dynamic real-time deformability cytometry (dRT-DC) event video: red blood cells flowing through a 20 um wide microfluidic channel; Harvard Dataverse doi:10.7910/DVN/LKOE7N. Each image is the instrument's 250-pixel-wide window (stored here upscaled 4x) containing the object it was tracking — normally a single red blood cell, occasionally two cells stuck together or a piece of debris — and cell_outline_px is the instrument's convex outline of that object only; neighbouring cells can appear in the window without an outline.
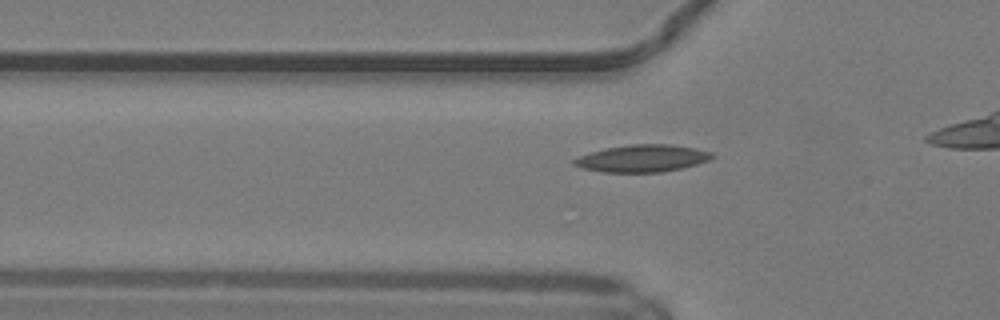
{"species": "common noctule bat (a hibernating species)", "species_latin": "Nyctalus noctula", "temperature_condition": "warm", "stored_images_in_passage": 31, "camera_frame_rate_fps": 3000, "um_per_image_px": 0.085, "animal": {"sex": "male", "body_mass_g": 19.2, "forearm_length_mm": 51.8}, "frame": {"image": 1, "passage_image": 7, "time_ms": 2.0, "image_size_px": [1000, 320], "cell_outline_px": [[716, 156], [708, 160], [696, 164], [680, 168], [660, 172], [604, 172], [584, 168], [572, 164], [572, 160], [580, 156], [592, 152], [608, 148], [632, 144], [672, 144], [696, 148], [712, 152]], "centroid_in_image_um": [54.64, 13.45], "position_along_channel_um": 71.2, "area_um2": 21.62}}
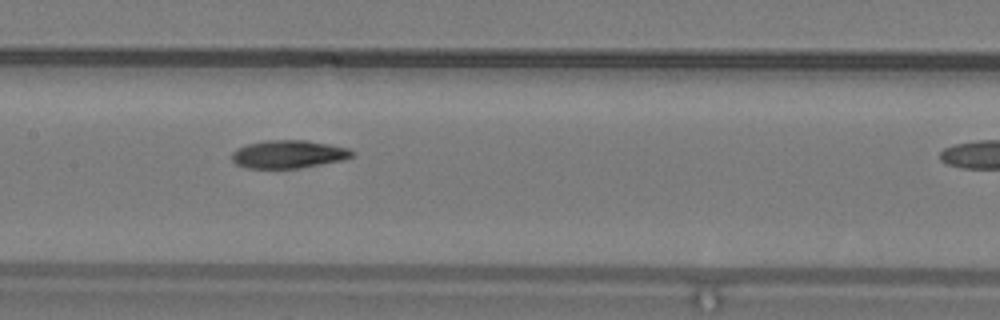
{"frame": {"image": 2, "passage_image": 15, "time_ms": 4.667, "image_size_px": [1000, 320], "cell_outline_px": [[356, 156], [344, 160], [300, 168], [244, 168], [236, 164], [232, 160], [232, 152], [236, 148], [248, 144], [264, 140], [304, 140], [328, 144], [348, 148], [356, 152]], "centroid_in_image_um": [24.54, 13.11], "position_along_channel_um": 182.9, "area_um2": 19.83}}
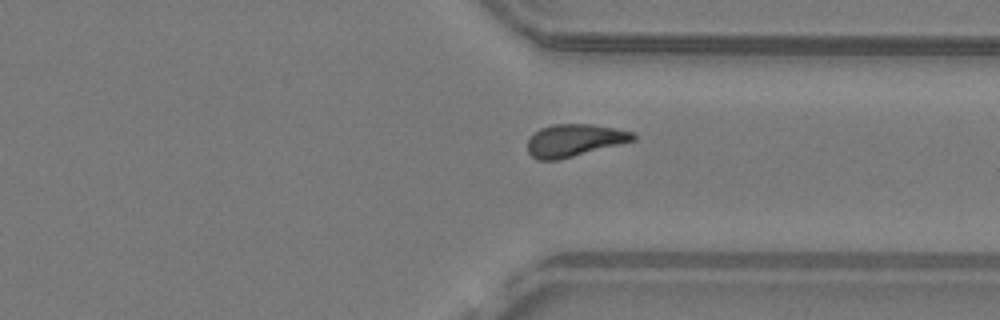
{"frame": {"image": 3, "passage_image": 28, "time_ms": 9.0, "image_size_px": [1000, 320], "cell_outline_px": [[636, 140], [560, 160], [536, 160], [528, 152], [528, 140], [540, 128], [552, 124], [592, 124], [636, 132]], "centroid_in_image_um": [48.85, 11.93], "position_along_channel_um": 362.6, "area_um2": 20.06}}